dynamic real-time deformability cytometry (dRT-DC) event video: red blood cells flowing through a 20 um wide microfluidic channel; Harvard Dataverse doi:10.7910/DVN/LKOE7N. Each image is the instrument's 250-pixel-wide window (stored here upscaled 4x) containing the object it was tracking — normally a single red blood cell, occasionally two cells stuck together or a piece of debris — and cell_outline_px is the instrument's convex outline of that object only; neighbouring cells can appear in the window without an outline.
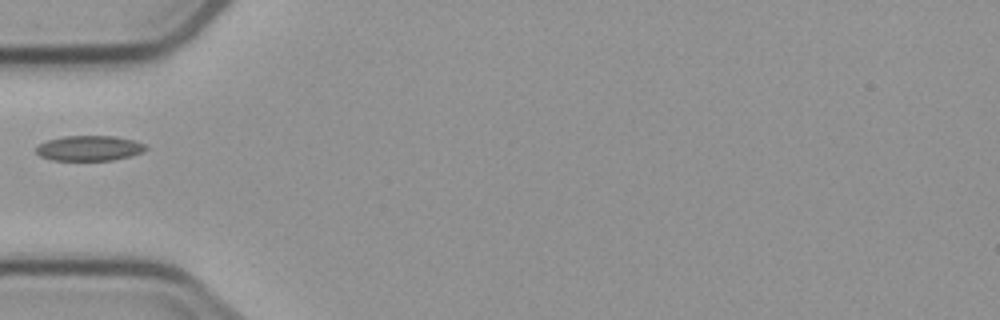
{"species": "common noctule bat (a hibernating species)", "species_latin": "Nyctalus noctula", "temperature_condition": "cold", "stored_images_in_passage": 1, "camera_frame_rate_fps": 3000, "um_per_image_px": 0.085, "animal": {"sex": "male", "body_mass_g": 23.1, "forearm_length_mm": 52.7}, "frame": {"image": 1, "passage_image": 1, "time_ms": 0.0, "image_size_px": [1000, 320], "cell_outline_px": [[148, 148], [140, 152], [128, 156], [112, 160], [52, 160], [40, 156], [36, 152], [36, 148], [40, 144], [48, 140], [64, 136], [116, 136], [132, 140], [144, 144]], "centroid_in_image_um": [7.56, 12.59], "position_along_channel_um": 77.4, "area_um2": 15.84}}